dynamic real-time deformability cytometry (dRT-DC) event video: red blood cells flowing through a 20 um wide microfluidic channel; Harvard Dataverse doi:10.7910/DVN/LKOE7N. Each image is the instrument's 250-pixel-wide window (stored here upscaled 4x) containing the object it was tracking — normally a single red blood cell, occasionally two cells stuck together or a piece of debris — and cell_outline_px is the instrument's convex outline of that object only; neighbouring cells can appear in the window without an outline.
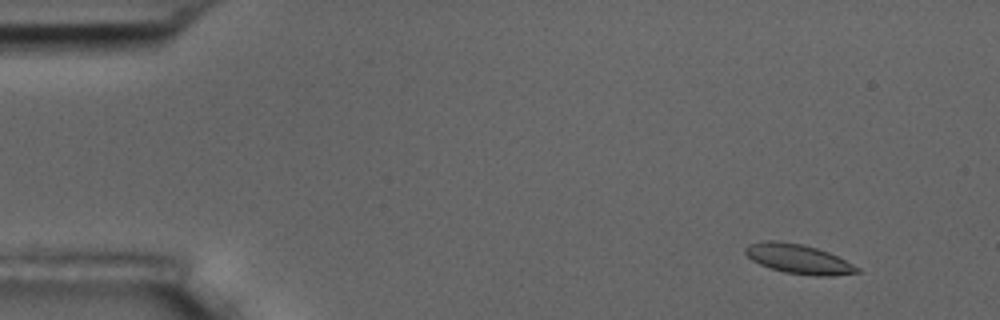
{"species": "common noctule bat (a hibernating species)", "species_latin": "Nyctalus noctula", "temperature_condition": "room temperature", "stored_images_in_passage": 4, "camera_frame_rate_fps": 3000, "um_per_image_px": 0.085, "animal": {"sex": "male", "body_mass_g": 17.5, "forearm_length_mm": 52.3}, "frame": {"image": 1, "passage_image": 1, "time_ms": 0.0, "image_size_px": [1000, 320], "cell_outline_px": [[860, 272], [832, 276], [816, 276], [784, 272], [760, 264], [752, 260], [744, 252], [744, 248], [748, 244], [764, 240], [776, 240], [800, 244], [816, 248], [828, 252], [860, 268]], "centroid_in_image_um": [67.84, 22.01], "position_along_channel_um": 17.2, "area_um2": 19.02}}
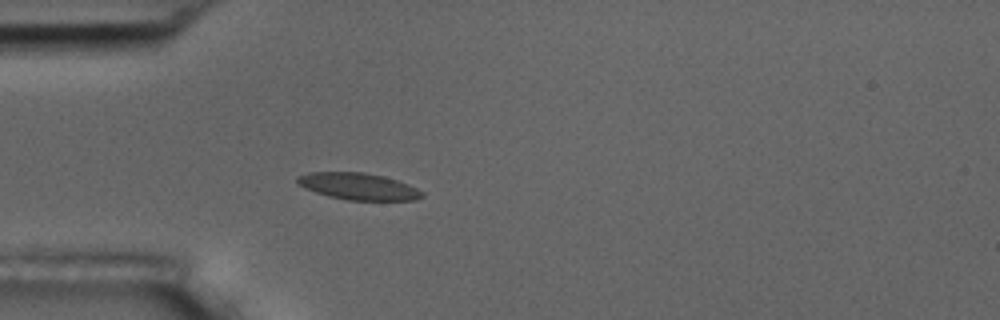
{"frame": {"image": 2, "passage_image": 4, "time_ms": 3.667, "image_size_px": [1000, 320], "cell_outline_px": [[424, 196], [416, 200], [348, 200], [328, 196], [304, 188], [296, 184], [296, 176], [308, 172], [364, 172], [384, 176], [408, 184], [424, 192]], "centroid_in_image_um": [30.43, 15.84], "position_along_channel_um": 54.6, "area_um2": 19.59}}